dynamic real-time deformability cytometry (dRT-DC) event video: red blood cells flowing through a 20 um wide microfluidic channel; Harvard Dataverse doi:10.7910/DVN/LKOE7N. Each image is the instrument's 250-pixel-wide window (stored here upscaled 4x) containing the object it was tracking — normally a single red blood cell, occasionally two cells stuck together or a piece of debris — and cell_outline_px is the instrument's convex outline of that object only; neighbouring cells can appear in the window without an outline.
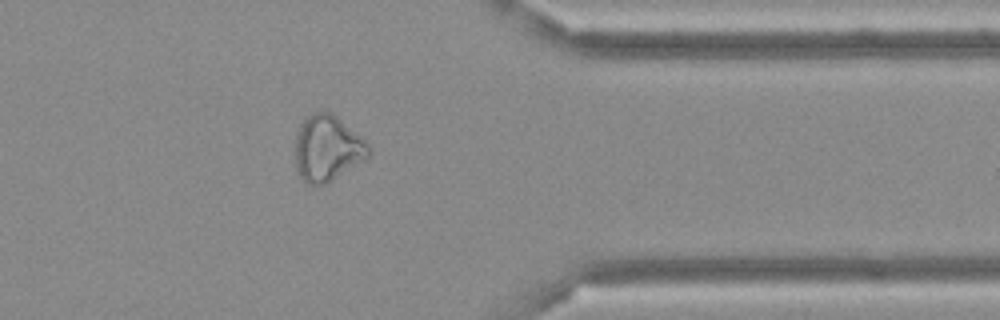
{"species": "Egyptian fruit bat (a non-hibernating species)", "species_latin": "Rousettus aegyptiacus", "temperature_condition": "cold", "stored_images_in_passage": 44, "camera_frame_rate_fps": 3000, "um_per_image_px": 0.085, "frame": {"image": 1, "passage_image": 35, "time_ms": 11.333, "image_size_px": [1000, 320], "cell_outline_px": [[372, 152], [368, 156], [328, 184], [308, 184], [300, 180], [296, 168], [296, 132], [300, 124], [312, 112], [332, 112], [368, 144], [372, 148]], "centroid_in_image_um": [27.8, 12.62], "position_along_channel_um": 383.6, "area_um2": 28.09}}
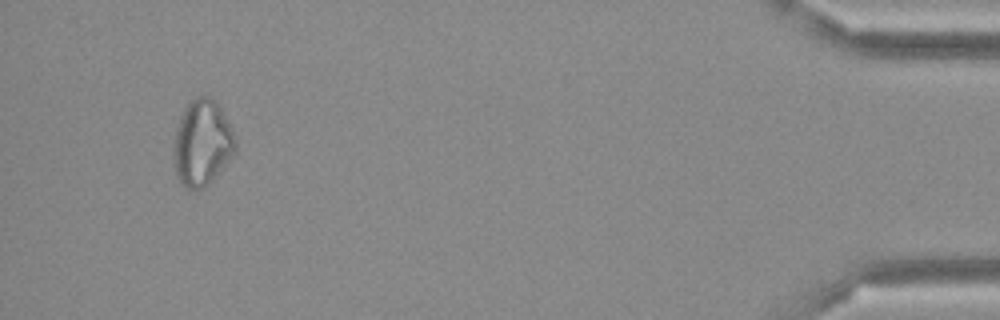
{"frame": {"image": 2, "passage_image": 42, "time_ms": 13.667, "image_size_px": [1000, 320], "cell_outline_px": [[236, 152], [212, 180], [204, 188], [188, 192], [176, 176], [172, 156], [172, 148], [176, 128], [180, 116], [184, 108], [196, 96], [208, 96], [216, 100], [232, 128], [236, 136]], "centroid_in_image_um": [17.17, 12.17], "position_along_channel_um": 418.0, "area_um2": 31.56}}